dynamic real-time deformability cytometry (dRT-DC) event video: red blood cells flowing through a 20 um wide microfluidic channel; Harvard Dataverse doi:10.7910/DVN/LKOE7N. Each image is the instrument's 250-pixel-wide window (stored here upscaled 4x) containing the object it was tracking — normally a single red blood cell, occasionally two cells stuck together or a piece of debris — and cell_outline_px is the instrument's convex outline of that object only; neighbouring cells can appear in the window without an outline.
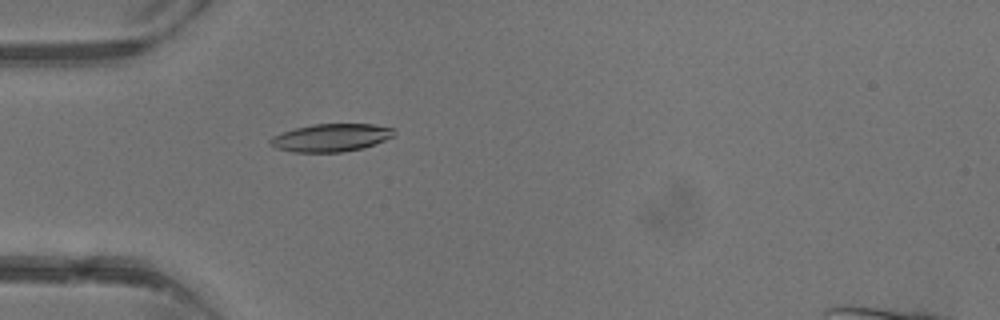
{"species": "common noctule bat (a hibernating species)", "species_latin": "Nyctalus noctula", "temperature_condition": "warm", "stored_images_in_passage": 3, "camera_frame_rate_fps": 3000, "um_per_image_px": 0.085, "animal": {"sex": "male", "body_mass_g": 13.3}, "frame": {"image": 1, "passage_image": 3, "time_ms": 2.333, "image_size_px": [1000, 320], "cell_outline_px": [[396, 136], [364, 148], [340, 152], [292, 152], [276, 148], [268, 144], [268, 140], [272, 136], [296, 128], [312, 124], [372, 124], [396, 128]], "centroid_in_image_um": [28.17, 11.7], "position_along_channel_um": 56.8, "area_um2": 20.29}}